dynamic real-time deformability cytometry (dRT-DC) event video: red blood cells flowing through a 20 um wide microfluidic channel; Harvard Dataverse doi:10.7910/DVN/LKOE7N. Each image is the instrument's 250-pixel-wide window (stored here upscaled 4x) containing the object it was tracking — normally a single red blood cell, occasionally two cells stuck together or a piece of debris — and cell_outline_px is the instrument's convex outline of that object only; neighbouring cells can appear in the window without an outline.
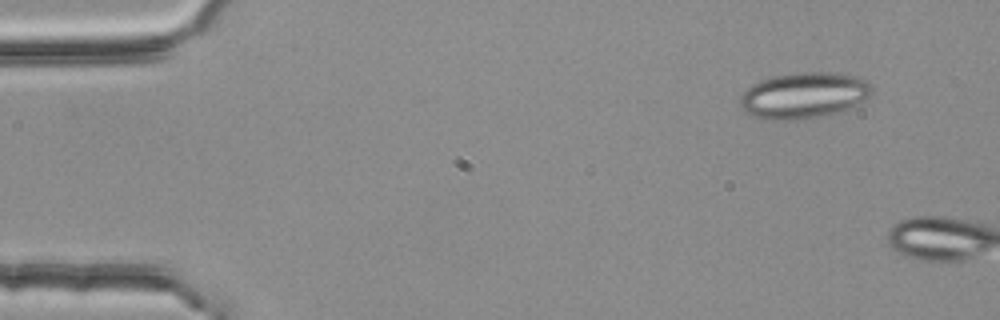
{"species": "common noctule bat (a hibernating species)", "species_latin": "Nyctalus noctula", "temperature_condition": "room temperature", "stored_images_in_passage": 2, "camera_frame_rate_fps": 3000, "um_per_image_px": 0.085, "animal": {"sex": "female", "body_mass_g": 25.1}, "frame": {"image": 1, "passage_image": 1, "time_ms": 0.0, "image_size_px": [1000, 320], "cell_outline_px": [[872, 92], [868, 96], [852, 108], [840, 112], [824, 116], [800, 120], [768, 120], [752, 116], [740, 104], [740, 96], [752, 84], [760, 80], [772, 76], [804, 72], [832, 72], [856, 76], [868, 80], [872, 88]], "centroid_in_image_um": [68.35, 8.12], "position_along_channel_um": 16.6, "area_um2": 35.6}}